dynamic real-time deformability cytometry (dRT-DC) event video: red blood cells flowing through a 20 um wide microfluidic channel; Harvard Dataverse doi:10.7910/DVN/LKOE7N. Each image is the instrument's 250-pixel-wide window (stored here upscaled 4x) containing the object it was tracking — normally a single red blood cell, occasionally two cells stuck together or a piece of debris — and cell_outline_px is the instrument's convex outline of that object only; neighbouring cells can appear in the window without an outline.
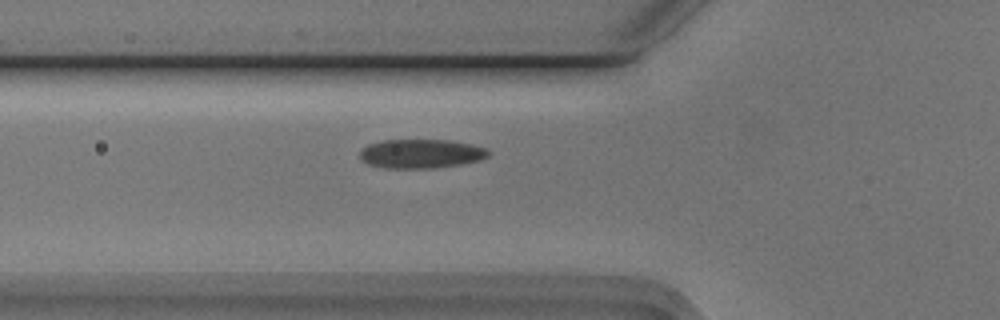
{"species": "Egyptian fruit bat (a non-hibernating species)", "species_latin": "Rousettus aegyptiacus", "temperature_condition": "cold", "stored_images_in_passage": 36, "camera_frame_rate_fps": 3000, "um_per_image_px": 0.085, "animal": {"sex": "male"}, "frame": {"image": 1, "passage_image": 4, "time_ms": 1.0, "image_size_px": [1000, 320], "cell_outline_px": [[492, 152], [488, 156], [480, 160], [460, 164], [432, 168], [384, 168], [368, 164], [360, 160], [360, 148], [368, 144], [380, 140], [448, 140], [472, 144], [488, 148]], "centroid_in_image_um": [35.77, 13.06], "position_along_channel_um": 90.0, "area_um2": 22.02}}
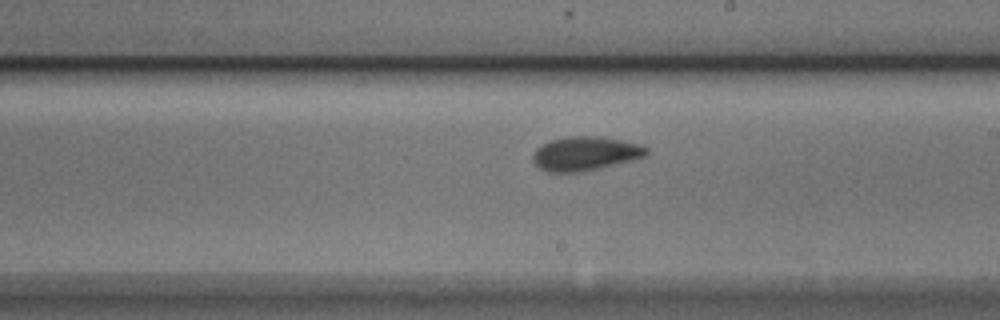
{"frame": {"image": 2, "passage_image": 16, "time_ms": 5.0, "image_size_px": [1000, 320], "cell_outline_px": [[648, 152], [644, 156], [632, 160], [600, 168], [580, 172], [548, 172], [540, 168], [532, 160], [532, 152], [536, 148], [552, 140], [568, 136], [600, 136], [644, 144], [648, 148]], "centroid_in_image_um": [49.76, 13.04], "position_along_channel_um": 239.2, "area_um2": 22.6}}
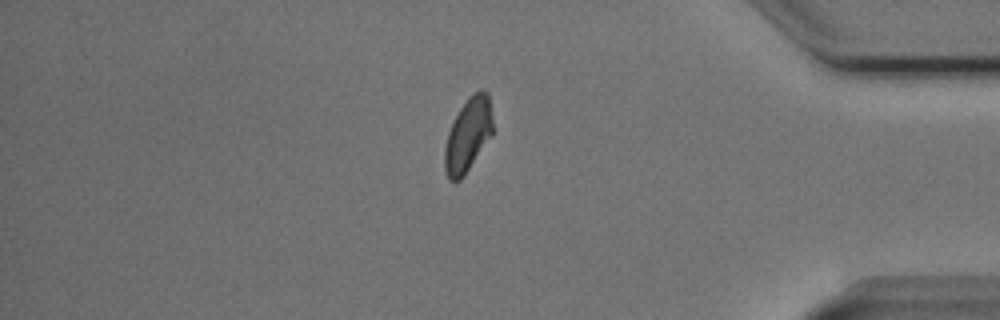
{"frame": {"image": 3, "passage_image": 31, "time_ms": 10.0, "image_size_px": [1000, 320], "cell_outline_px": [[492, 136], [464, 176], [460, 180], [448, 180], [444, 168], [444, 148], [448, 132], [460, 108], [468, 96], [480, 88], [488, 92], [492, 120]], "centroid_in_image_um": [39.78, 11.47], "position_along_channel_um": 395.4, "area_um2": 20.75}, "authors_computed_cell_mechanics": {"area_um2": 21.5016, "velocity_mm_per_s": 3.7289, "shape_relaxation_time_tau1_ms": 3.0657, "shape_relaxation_time_tau2_ms": 1.8854, "deformation_change_tau1": 0.106, "deformation_change_tau2": 0.0465}}